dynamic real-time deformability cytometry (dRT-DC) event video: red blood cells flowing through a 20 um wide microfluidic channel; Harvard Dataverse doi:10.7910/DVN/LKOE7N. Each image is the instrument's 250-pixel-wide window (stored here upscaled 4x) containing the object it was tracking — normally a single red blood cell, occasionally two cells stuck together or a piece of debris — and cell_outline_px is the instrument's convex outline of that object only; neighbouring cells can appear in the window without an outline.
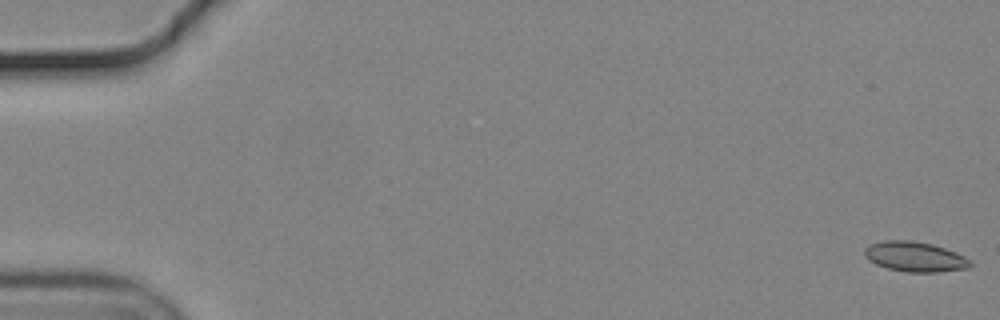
{"species": "common noctule bat (a hibernating species)", "species_latin": "Nyctalus noctula", "temperature_condition": "cold", "stored_images_in_passage": 19, "camera_frame_rate_fps": 3000, "um_per_image_px": 0.085, "animal": {"sex": "male", "body_mass_g": 19.2, "forearm_length_mm": 51.8}, "frame": {"image": 1, "passage_image": 1, "time_ms": 0.0, "image_size_px": [1000, 320], "cell_outline_px": [[972, 264], [968, 268], [936, 272], [908, 272], [888, 268], [876, 264], [868, 260], [864, 256], [864, 248], [868, 244], [884, 240], [912, 240], [932, 244], [956, 252], [972, 260]], "centroid_in_image_um": [77.75, 21.81], "position_along_channel_um": 7.3, "area_um2": 18.61}}